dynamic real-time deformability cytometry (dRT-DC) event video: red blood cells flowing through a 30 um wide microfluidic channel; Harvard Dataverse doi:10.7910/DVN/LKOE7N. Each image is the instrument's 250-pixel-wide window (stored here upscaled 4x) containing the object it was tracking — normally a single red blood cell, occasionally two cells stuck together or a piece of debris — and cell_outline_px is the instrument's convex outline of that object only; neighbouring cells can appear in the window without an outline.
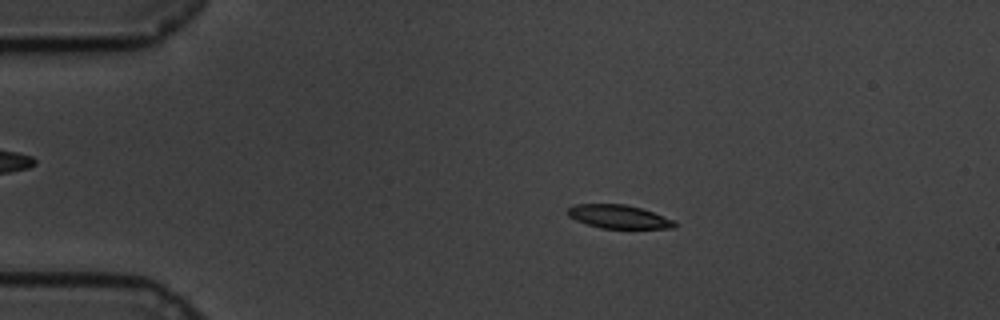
{"species": "common noctule bat (a hibernating species)", "species_latin": "Nyctalus noctula", "temperature_condition": "cold", "stored_images_in_passage": 59, "camera_frame_rate_fps": 3000, "um_per_image_px": 0.085, "animal": {"sex": "male", "body_mass_g": 19.5, "forearm_length_mm": 54.6}, "frame": {"image": 1, "passage_image": 11, "time_ms": 3.333, "image_size_px": [1000, 320], "cell_outline_px": [[676, 228], [600, 228], [576, 220], [568, 216], [564, 212], [568, 208], [576, 204], [624, 204], [640, 208], [652, 212], [672, 220], [676, 224]], "centroid_in_image_um": [52.52, 18.41], "position_along_channel_um": 32.5, "area_um2": 14.45}}
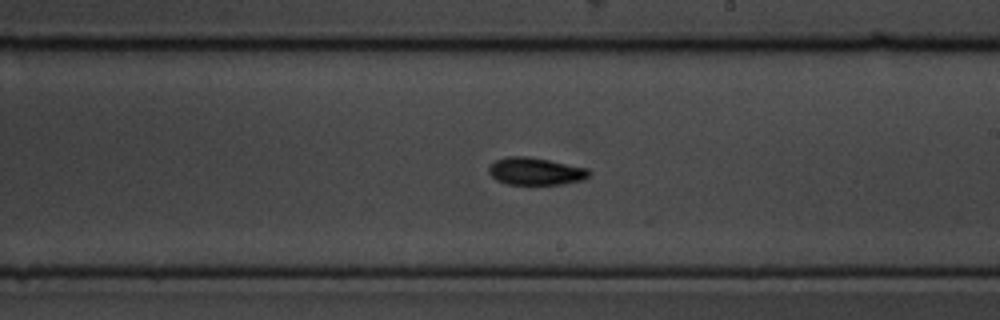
{"frame": {"image": 2, "passage_image": 34, "time_ms": 11.0, "image_size_px": [1000, 320], "cell_outline_px": [[592, 176], [584, 180], [560, 184], [508, 184], [496, 180], [488, 172], [488, 168], [496, 160], [508, 156], [524, 156], [548, 160], [588, 168], [592, 172]], "centroid_in_image_um": [45.56, 14.56], "position_along_channel_um": 243.4, "area_um2": 16.01}}
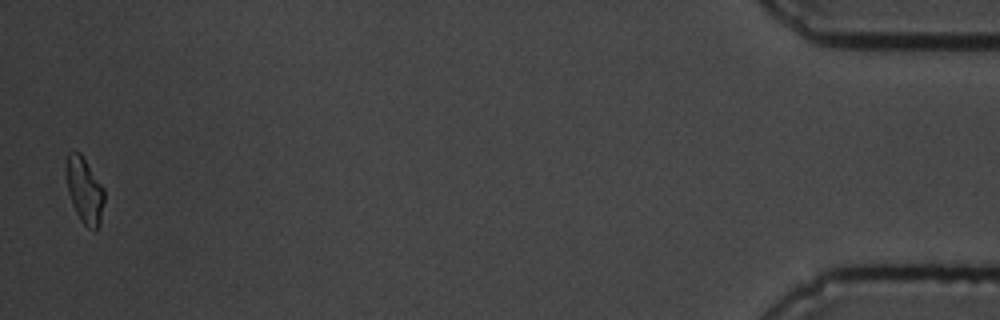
{"frame": {"image": 3, "passage_image": 58, "time_ms": 19.0, "image_size_px": [1000, 320], "cell_outline_px": [[104, 200], [100, 224], [96, 228], [88, 228], [80, 220], [72, 204], [68, 192], [64, 168], [68, 152], [80, 152], [104, 188]], "centroid_in_image_um": [7.16, 16.15], "position_along_channel_um": 428.0, "area_um2": 14.68}, "authors_computed_cell_mechanics": {"area_um2": 15.2014, "velocity_mm_per_s": 3.3877, "shape_relaxation_time_tau1_ms": 3.3101, "shape_relaxation_time_tau2_ms": null, "deformation_change_tau1": 0.1193, "deformation_change_tau2": null}}